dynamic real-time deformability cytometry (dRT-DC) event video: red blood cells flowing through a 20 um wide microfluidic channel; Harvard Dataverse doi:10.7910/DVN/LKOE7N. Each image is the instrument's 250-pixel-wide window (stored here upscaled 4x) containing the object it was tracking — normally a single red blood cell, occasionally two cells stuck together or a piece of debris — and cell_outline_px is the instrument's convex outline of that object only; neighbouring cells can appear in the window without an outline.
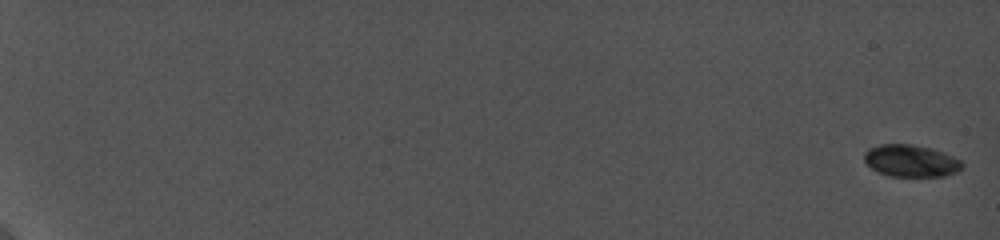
{"species": "common noctule bat (a hibernating species)", "species_latin": "Nyctalus noctula", "temperature_condition": "cold", "stored_images_in_passage": 18, "camera_frame_rate_fps": 5000, "um_per_image_px": 0.085, "animal": {"sex": "female", "body_mass_g": 19.0, "forearm_length_mm": 56.7}, "frame": {"image": 1, "passage_image": 1, "time_ms": 0.0, "image_size_px": [1000, 240], "cell_outline_px": [[964, 164], [956, 172], [944, 176], [888, 176], [872, 168], [864, 160], [864, 152], [868, 148], [880, 144], [912, 144], [944, 152], [960, 160]], "centroid_in_image_um": [77.41, 13.66], "position_along_channel_um": 7.6, "area_um2": 18.15}}
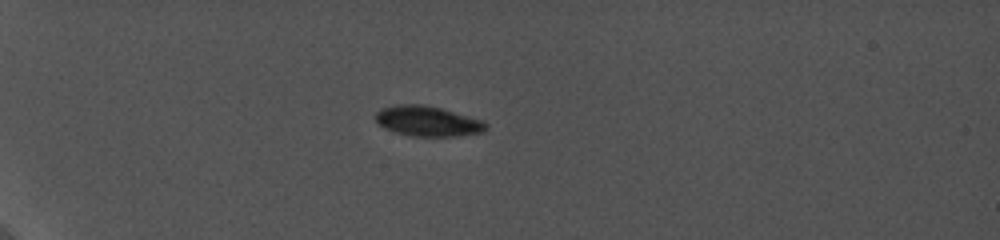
{"frame": {"image": 2, "passage_image": 9, "time_ms": 6.6, "image_size_px": [1000, 240], "cell_outline_px": [[488, 128], [484, 132], [456, 136], [412, 136], [396, 132], [384, 128], [376, 120], [376, 112], [384, 108], [396, 104], [420, 104], [440, 108], [484, 120], [488, 124]], "centroid_in_image_um": [36.4, 10.3], "position_along_channel_um": 48.6, "area_um2": 19.36}}
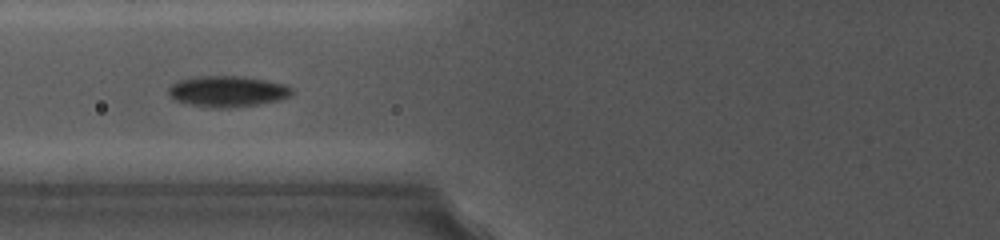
{"frame": {"image": 3, "passage_image": 13, "time_ms": 9.6, "image_size_px": [1000, 240], "cell_outline_px": [[292, 96], [280, 100], [260, 104], [228, 108], [216, 108], [188, 104], [176, 100], [168, 96], [168, 88], [176, 80], [200, 76], [240, 76], [288, 84], [292, 88]], "centroid_in_image_um": [19.35, 7.77], "position_along_channel_um": 106.5, "area_um2": 22.48}}